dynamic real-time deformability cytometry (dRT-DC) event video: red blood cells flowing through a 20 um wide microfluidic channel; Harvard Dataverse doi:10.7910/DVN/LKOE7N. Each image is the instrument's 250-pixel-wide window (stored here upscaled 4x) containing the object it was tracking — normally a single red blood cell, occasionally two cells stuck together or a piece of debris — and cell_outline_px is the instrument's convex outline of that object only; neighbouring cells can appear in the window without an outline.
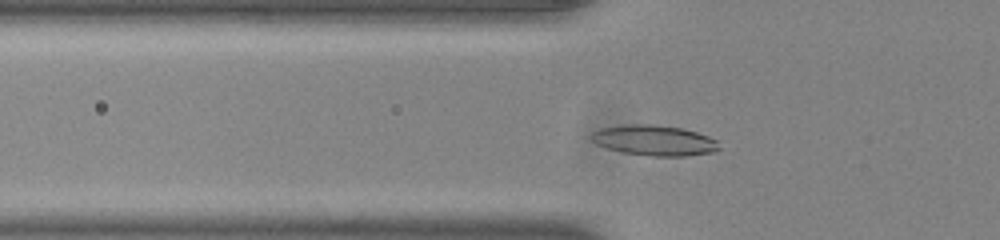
{"species": "common noctule bat (a hibernating species)", "species_latin": "Nyctalus noctula", "temperature_condition": "room temperature", "stored_images_in_passage": 41, "camera_frame_rate_fps": 3000, "um_per_image_px": 0.085, "animal": {"sex": "male", "body_mass_g": 20.0, "forearm_length_mm": 53.3}, "frame": {"image": 1, "passage_image": 11, "time_ms": 3.333, "image_size_px": [1000, 240], "cell_outline_px": [[720, 148], [712, 152], [684, 156], [652, 156], [620, 152], [596, 144], [588, 136], [592, 132], [600, 128], [620, 124], [656, 124], [680, 128], [696, 132], [708, 136], [716, 140]], "centroid_in_image_um": [55.55, 11.92], "position_along_channel_um": 70.2, "area_um2": 22.77}}
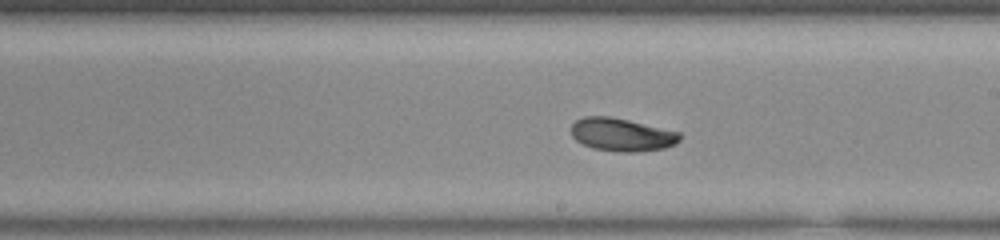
{"frame": {"image": 2, "passage_image": 24, "time_ms": 7.667, "image_size_px": [1000, 240], "cell_outline_px": [[680, 140], [676, 144], [664, 148], [636, 152], [620, 152], [592, 148], [576, 140], [572, 136], [572, 124], [576, 120], [584, 116], [608, 116], [628, 120], [680, 132]], "centroid_in_image_um": [52.85, 11.45], "position_along_channel_um": 236.1, "area_um2": 20.81}}
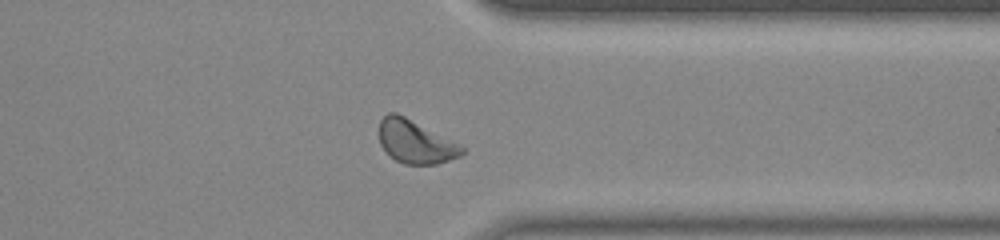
{"frame": {"image": 3, "passage_image": 35, "time_ms": 11.333, "image_size_px": [1000, 240], "cell_outline_px": [[464, 152], [460, 156], [436, 164], [404, 164], [396, 160], [380, 144], [380, 120], [388, 112], [396, 112], [404, 116], [464, 148]], "centroid_in_image_um": [35.27, 12.06], "position_along_channel_um": 376.1, "area_um2": 20.06}}